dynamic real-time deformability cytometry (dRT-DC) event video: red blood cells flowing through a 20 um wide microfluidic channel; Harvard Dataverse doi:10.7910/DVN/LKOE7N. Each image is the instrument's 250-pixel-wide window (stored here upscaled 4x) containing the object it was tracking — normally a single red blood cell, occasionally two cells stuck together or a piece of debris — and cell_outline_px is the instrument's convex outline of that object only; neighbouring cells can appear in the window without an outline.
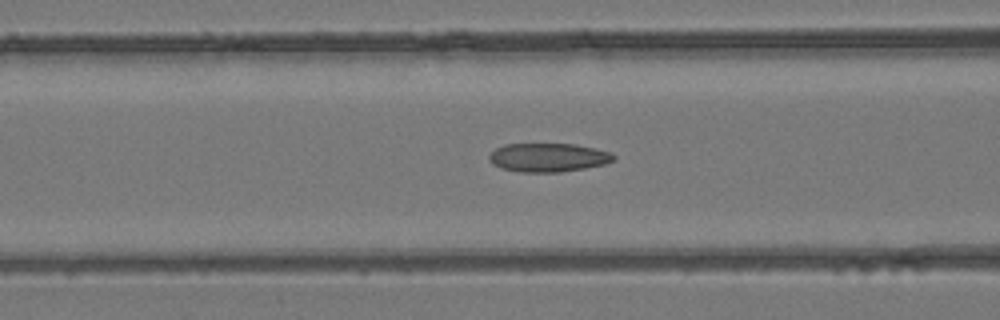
{"species": "common noctule bat (a hibernating species)", "species_latin": "Nyctalus noctula", "temperature_condition": "room temperature", "stored_images_in_passage": 41, "camera_frame_rate_fps": 3000, "um_per_image_px": 0.085, "animal": {"sex": "female", "body_mass_g": 24.6, "forearm_length_mm": 56.2}, "frame": {"image": 1, "passage_image": 21, "time_ms": 6.667, "image_size_px": [1000, 320], "cell_outline_px": [[616, 160], [604, 164], [584, 168], [560, 172], [520, 172], [500, 168], [492, 164], [488, 160], [488, 156], [496, 148], [504, 144], [572, 144], [612, 152], [616, 156]], "centroid_in_image_um": [46.58, 13.39], "position_along_channel_um": 120.0, "area_um2": 20.87}}
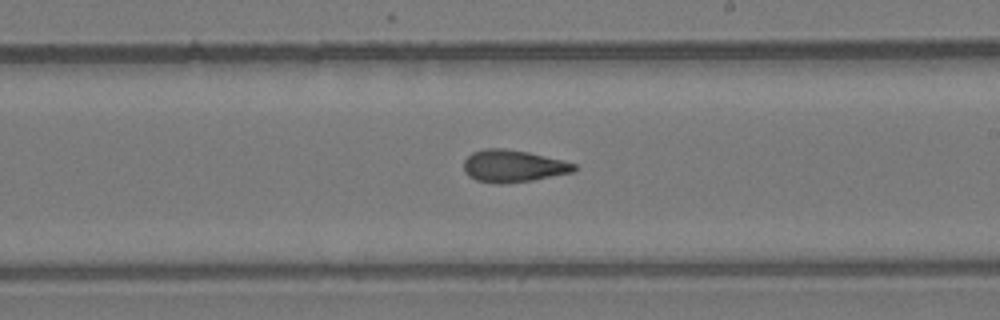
{"frame": {"image": 2, "passage_image": 30, "time_ms": 9.667, "image_size_px": [1000, 320], "cell_outline_px": [[576, 168], [572, 172], [532, 180], [504, 184], [496, 184], [476, 180], [468, 176], [464, 172], [464, 160], [472, 152], [484, 148], [504, 148], [528, 152], [564, 160], [576, 164]], "centroid_in_image_um": [43.58, 14.11], "position_along_channel_um": 245.4, "area_um2": 20.81}}
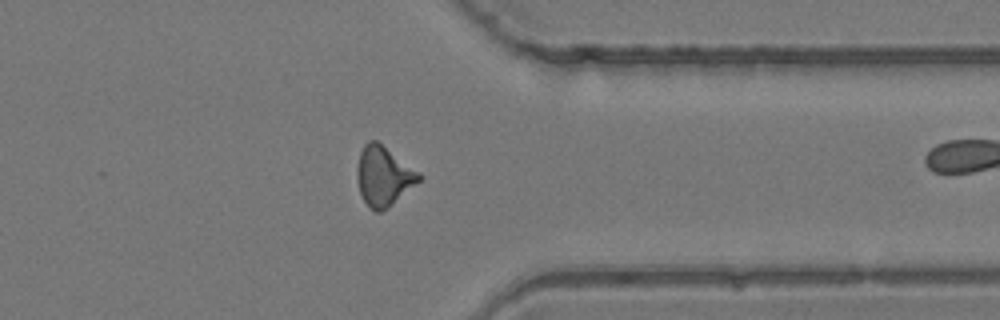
{"frame": {"image": 3, "passage_image": 40, "time_ms": 13.0, "image_size_px": [1000, 320], "cell_outline_px": [[420, 180], [388, 208], [380, 212], [376, 212], [368, 208], [360, 192], [356, 176], [356, 168], [360, 152], [364, 144], [368, 140], [376, 140], [420, 172]], "centroid_in_image_um": [32.57, 14.97], "position_along_channel_um": 378.8, "area_um2": 21.44}}